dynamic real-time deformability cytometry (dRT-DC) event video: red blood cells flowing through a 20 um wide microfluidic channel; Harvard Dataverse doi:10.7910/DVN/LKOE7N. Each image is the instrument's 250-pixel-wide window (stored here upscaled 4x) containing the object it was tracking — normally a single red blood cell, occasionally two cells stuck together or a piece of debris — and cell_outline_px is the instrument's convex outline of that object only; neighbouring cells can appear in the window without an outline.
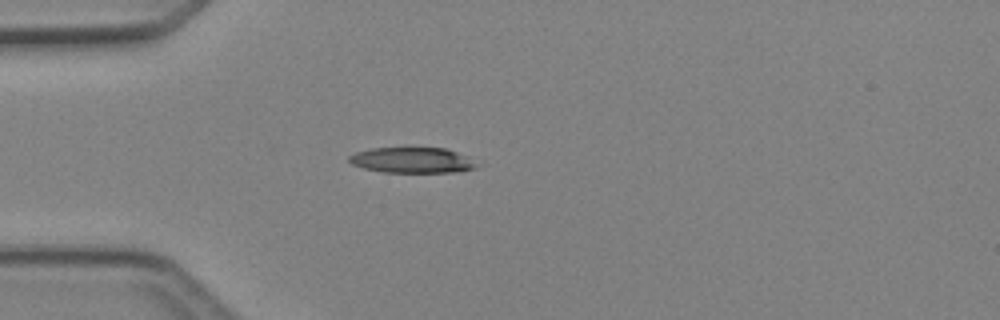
{"species": "Egyptian fruit bat (a non-hibernating species)", "species_latin": "Rousettus aegyptiacus", "temperature_condition": "cold", "stored_images_in_passage": 35, "camera_frame_rate_fps": 3000, "um_per_image_px": 0.085, "animal": {"sex": "female"}, "frame": {"image": 1, "passage_image": 1, "time_ms": 0.0, "image_size_px": [1000, 320], "cell_outline_px": [[484, 164], [476, 168], [456, 172], [384, 172], [364, 168], [352, 164], [348, 160], [348, 156], [356, 152], [372, 148], [444, 148], [468, 156]], "centroid_in_image_um": [35.12, 13.62], "position_along_channel_um": 49.9, "area_um2": 19.19}}
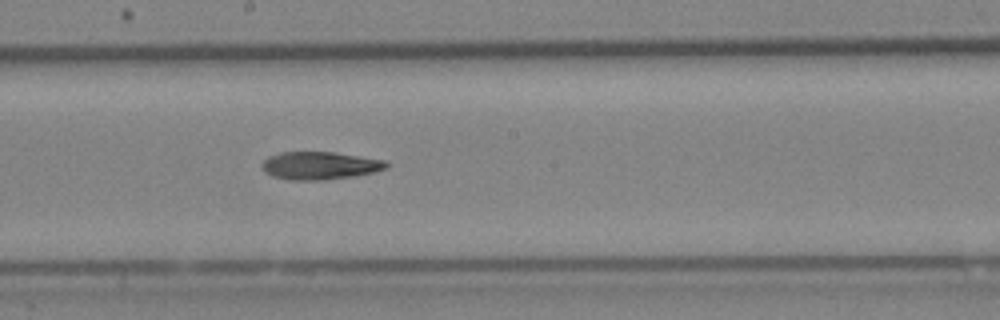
{"frame": {"image": 2, "passage_image": 14, "time_ms": 4.333, "image_size_px": [1000, 320], "cell_outline_px": [[388, 164], [384, 168], [372, 172], [352, 176], [324, 180], [292, 180], [272, 176], [264, 172], [260, 164], [268, 156], [280, 152], [336, 152], [384, 160]], "centroid_in_image_um": [27.11, 14.07], "position_along_channel_um": 221.1, "area_um2": 20.06}}
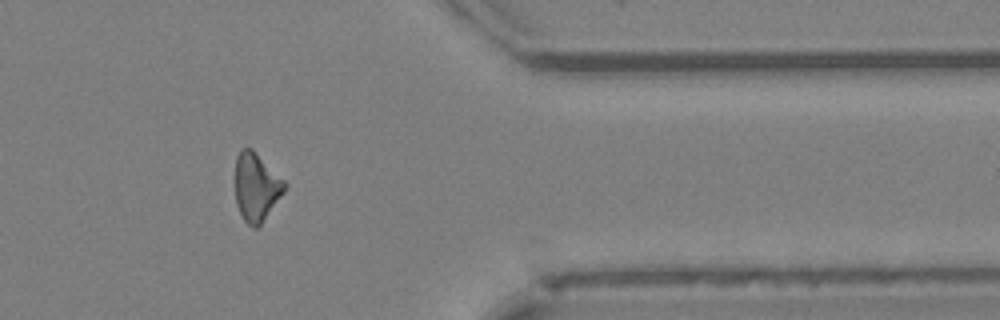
{"frame": {"image": 3, "passage_image": 27, "time_ms": 8.667, "image_size_px": [1000, 320], "cell_outline_px": [[288, 184], [284, 192], [260, 224], [256, 228], [252, 228], [244, 220], [236, 204], [236, 156], [240, 148], [252, 148]], "centroid_in_image_um": [21.78, 15.87], "position_along_channel_um": 389.6, "area_um2": 19.42}}